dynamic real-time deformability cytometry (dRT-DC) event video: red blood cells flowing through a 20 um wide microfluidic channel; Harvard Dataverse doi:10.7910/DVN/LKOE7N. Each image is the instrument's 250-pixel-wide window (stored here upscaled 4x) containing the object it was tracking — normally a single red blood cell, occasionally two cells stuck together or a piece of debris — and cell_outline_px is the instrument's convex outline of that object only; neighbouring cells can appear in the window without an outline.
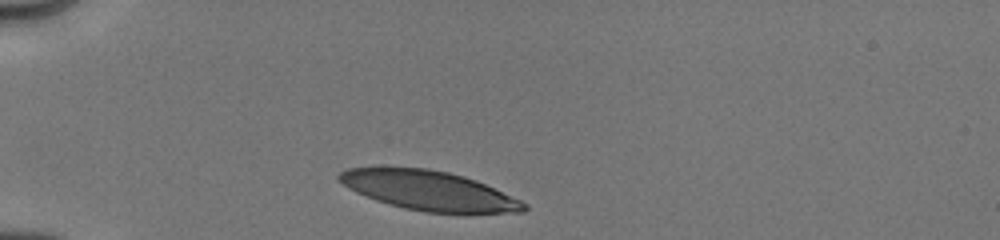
{"species": "human", "species_latin": "Homo sapiens", "temperature_condition": "cold", "stored_images_in_passage": 4, "camera_frame_rate_fps": 3000, "um_per_image_px": 0.085, "donor": {"sex": "male"}, "frame": {"image": 1, "passage_image": 1, "time_ms": 0.0, "image_size_px": [1000, 240], "cell_outline_px": [[528, 208], [524, 212], [424, 212], [404, 208], [376, 200], [356, 192], [348, 188], [336, 180], [336, 176], [340, 172], [348, 168], [428, 168], [448, 172], [464, 176], [476, 180], [520, 200], [528, 204]], "centroid_in_image_um": [36.43, 16.19], "position_along_channel_um": 48.6, "area_um2": 41.96}}
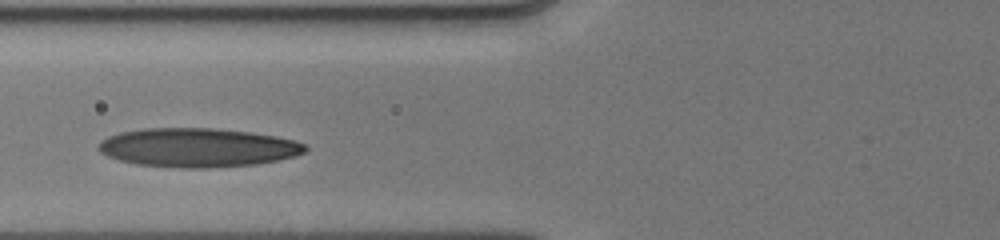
{"frame": {"image": 2, "passage_image": 3, "time_ms": 2.333, "image_size_px": [1000, 240], "cell_outline_px": [[308, 152], [296, 156], [256, 164], [208, 168], [180, 168], [136, 164], [120, 160], [108, 156], [100, 152], [96, 148], [100, 140], [108, 136], [120, 132], [144, 128], [212, 128], [252, 132], [276, 136], [296, 140], [304, 144], [308, 148]], "centroid_in_image_um": [16.81, 12.54], "position_along_channel_um": 109.0, "area_um2": 47.22}}
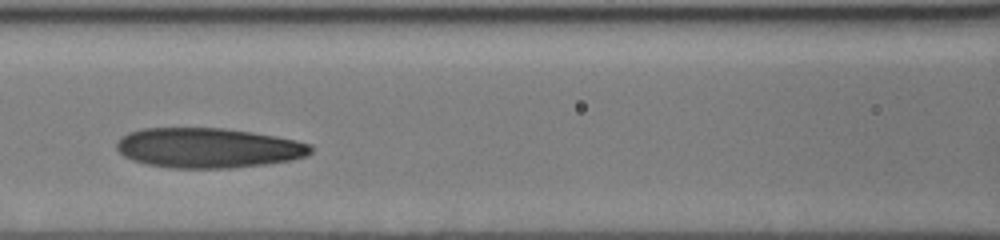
{"frame": {"image": 3, "passage_image": 4, "time_ms": 3.333, "image_size_px": [1000, 240], "cell_outline_px": [[312, 152], [308, 156], [292, 160], [264, 164], [228, 168], [168, 168], [148, 164], [132, 160], [124, 156], [116, 148], [116, 144], [128, 132], [144, 128], [224, 128], [252, 132], [276, 136], [296, 140], [312, 144]], "centroid_in_image_um": [17.72, 12.57], "position_along_channel_um": 148.9, "area_um2": 45.26}}